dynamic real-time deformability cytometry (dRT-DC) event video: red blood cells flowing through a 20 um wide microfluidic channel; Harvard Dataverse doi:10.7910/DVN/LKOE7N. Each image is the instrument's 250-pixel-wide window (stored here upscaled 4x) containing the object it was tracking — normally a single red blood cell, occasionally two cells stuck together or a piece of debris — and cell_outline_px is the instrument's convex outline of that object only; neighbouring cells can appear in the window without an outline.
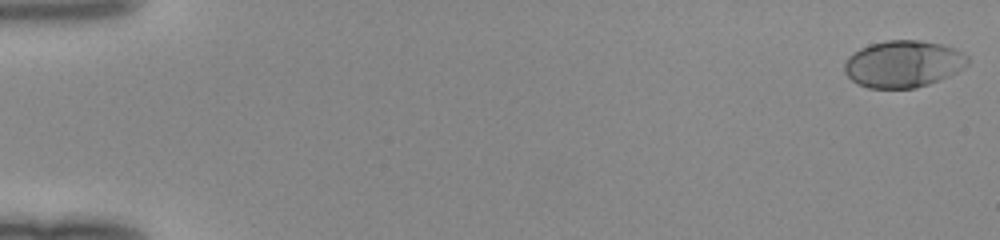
{"species": "human", "species_latin": "Homo sapiens", "temperature_condition": "room temperature", "stored_images_in_passage": 50, "camera_frame_rate_fps": 3000, "um_per_image_px": 0.085, "donor": {"sex": "female"}, "frame": {"image": 1, "passage_image": 1, "time_ms": 0.0, "image_size_px": [1000, 240], "cell_outline_px": [[968, 64], [964, 68], [948, 76], [928, 84], [916, 88], [868, 88], [856, 84], [844, 72], [844, 64], [848, 56], [860, 48], [872, 44], [888, 40], [920, 40], [940, 44], [956, 48], [968, 56]], "centroid_in_image_um": [76.77, 5.44], "position_along_channel_um": 8.2, "area_um2": 33.76}}
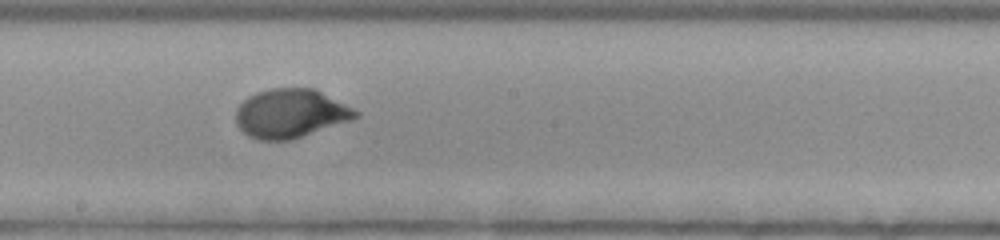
{"frame": {"image": 2, "passage_image": 29, "time_ms": 9.333, "image_size_px": [1000, 240], "cell_outline_px": [[360, 116], [288, 140], [260, 140], [248, 136], [236, 124], [236, 108], [248, 96], [256, 92], [272, 88], [316, 88], [360, 112]], "centroid_in_image_um": [24.66, 9.62], "position_along_channel_um": 223.5, "area_um2": 33.7}}
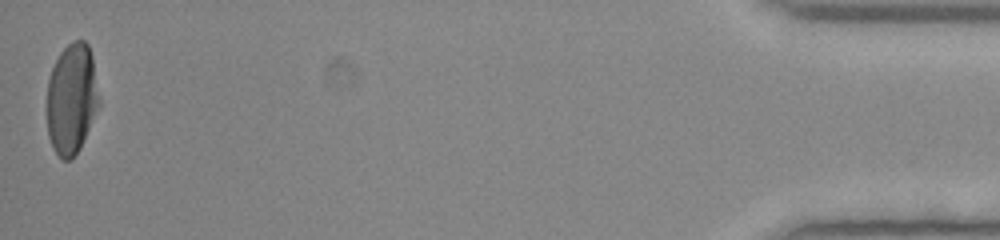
{"frame": {"image": 3, "passage_image": 50, "time_ms": 16.333, "image_size_px": [1000, 240], "cell_outline_px": [[100, 100], [80, 148], [68, 160], [60, 160], [52, 148], [48, 136], [48, 80], [52, 68], [60, 52], [72, 40], [84, 40], [88, 44], [92, 56]], "centroid_in_image_um": [6.08, 8.38], "position_along_channel_um": 429.1, "area_um2": 33.29}}